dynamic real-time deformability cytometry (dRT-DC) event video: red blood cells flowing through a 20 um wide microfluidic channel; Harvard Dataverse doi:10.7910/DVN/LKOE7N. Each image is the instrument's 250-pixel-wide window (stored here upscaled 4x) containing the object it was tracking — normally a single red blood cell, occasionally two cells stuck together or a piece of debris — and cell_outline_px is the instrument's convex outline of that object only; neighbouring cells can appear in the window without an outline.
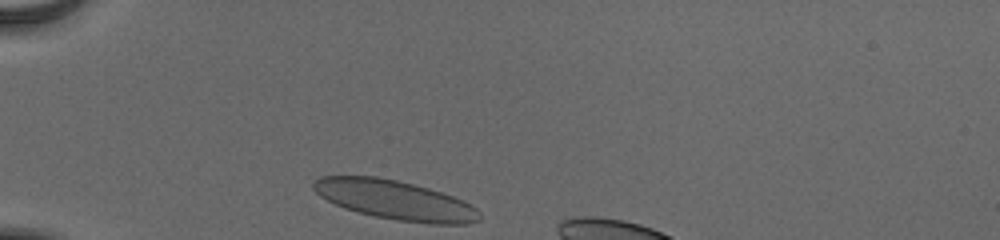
{"species": "human", "species_latin": "Homo sapiens", "temperature_condition": "cold", "stored_images_in_passage": 31, "camera_frame_rate_fps": 3000, "um_per_image_px": 0.085, "donor": {"sex": "male"}, "frame": {"image": 1, "passage_image": 1, "time_ms": 0.0, "image_size_px": [1000, 240], "cell_outline_px": [[480, 220], [464, 224], [432, 224], [396, 220], [356, 212], [344, 208], [320, 196], [312, 188], [312, 180], [320, 176], [376, 176], [396, 180], [428, 188], [464, 200], [476, 208], [480, 212]], "centroid_in_image_um": [33.56, 17.0], "position_along_channel_um": 51.4, "area_um2": 37.97}}
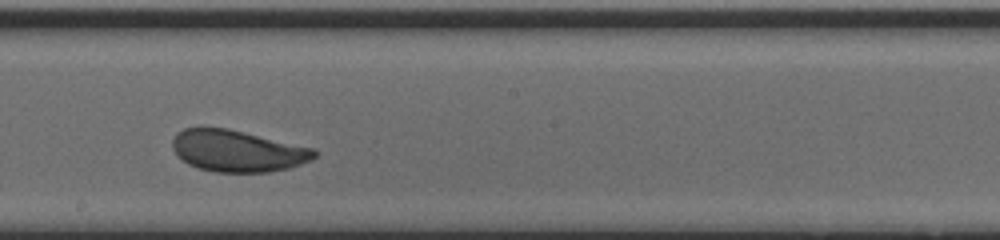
{"frame": {"image": 2, "passage_image": 17, "time_ms": 5.333, "image_size_px": [1000, 240], "cell_outline_px": [[316, 156], [312, 160], [288, 168], [268, 172], [216, 172], [200, 168], [188, 164], [172, 148], [172, 140], [176, 132], [184, 128], [200, 124], [228, 128], [316, 148]], "centroid_in_image_um": [20.17, 12.78], "position_along_channel_um": 228.0, "area_um2": 35.03}}
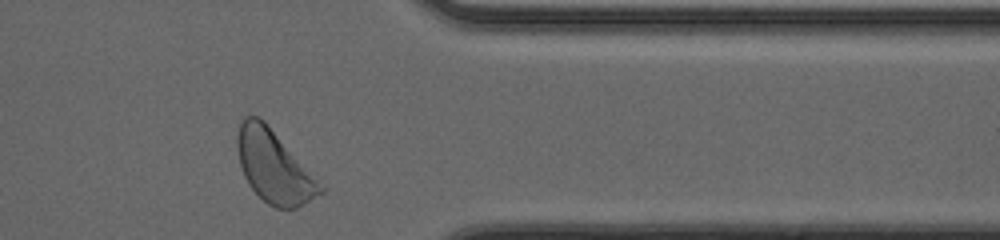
{"frame": {"image": 3, "passage_image": 30, "time_ms": 9.667, "image_size_px": [1000, 240], "cell_outline_px": [[324, 192], [296, 208], [276, 208], [268, 204], [248, 184], [244, 176], [240, 164], [236, 148], [236, 136], [240, 124], [244, 116], [256, 116], [264, 120], [324, 188]], "centroid_in_image_um": [23.24, 14.15], "position_along_channel_um": 388.2, "area_um2": 34.22}, "authors_computed_cell_mechanics": {"area_um2": 34.969, "velocity_mm_per_s": 3.8321, "shape_relaxation_time_tau1_ms": 2.9719, "shape_relaxation_time_tau2_ms": null, "deformation_change_tau1": 0.1076, "deformation_change_tau2": null}}